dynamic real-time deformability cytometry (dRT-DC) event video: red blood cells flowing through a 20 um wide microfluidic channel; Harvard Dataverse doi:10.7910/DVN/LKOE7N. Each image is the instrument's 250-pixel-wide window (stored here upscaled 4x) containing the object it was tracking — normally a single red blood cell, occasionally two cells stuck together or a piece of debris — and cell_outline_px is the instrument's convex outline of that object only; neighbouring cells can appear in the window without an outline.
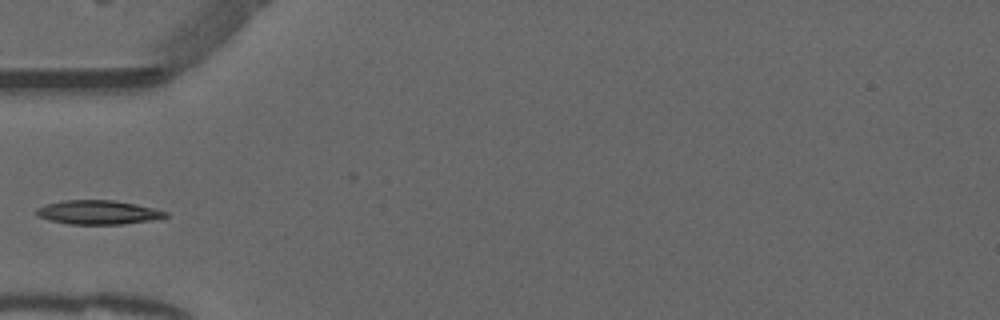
{"species": "common noctule bat (a hibernating species)", "species_latin": "Nyctalus noctula", "temperature_condition": "warm", "stored_images_in_passage": 36, "camera_frame_rate_fps": 3000, "um_per_image_px": 0.085, "animal": {"sex": "male", "forearm_length_mm": 52.5}, "frame": {"image": 1, "passage_image": 1, "time_ms": 0.0, "image_size_px": [1000, 320], "cell_outline_px": [[168, 216], [152, 220], [124, 224], [68, 224], [48, 220], [36, 216], [36, 208], [48, 204], [64, 200], [112, 200], [136, 204], [168, 212]], "centroid_in_image_um": [8.31, 18.05], "position_along_channel_um": 76.7, "area_um2": 18.03}}
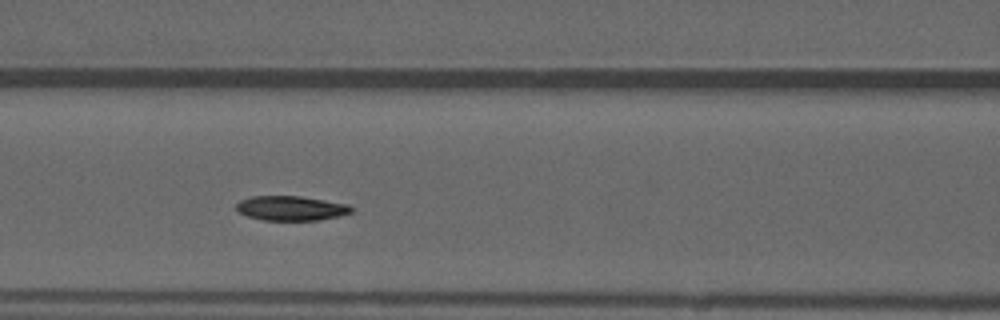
{"frame": {"image": 2, "passage_image": 6, "time_ms": 1.667, "image_size_px": [1000, 320], "cell_outline_px": [[356, 208], [352, 212], [340, 216], [320, 220], [264, 220], [248, 216], [240, 212], [236, 208], [236, 204], [240, 200], [252, 196], [300, 196], [348, 204]], "centroid_in_image_um": [24.79, 17.7], "position_along_channel_um": 141.8, "area_um2": 16.53}}